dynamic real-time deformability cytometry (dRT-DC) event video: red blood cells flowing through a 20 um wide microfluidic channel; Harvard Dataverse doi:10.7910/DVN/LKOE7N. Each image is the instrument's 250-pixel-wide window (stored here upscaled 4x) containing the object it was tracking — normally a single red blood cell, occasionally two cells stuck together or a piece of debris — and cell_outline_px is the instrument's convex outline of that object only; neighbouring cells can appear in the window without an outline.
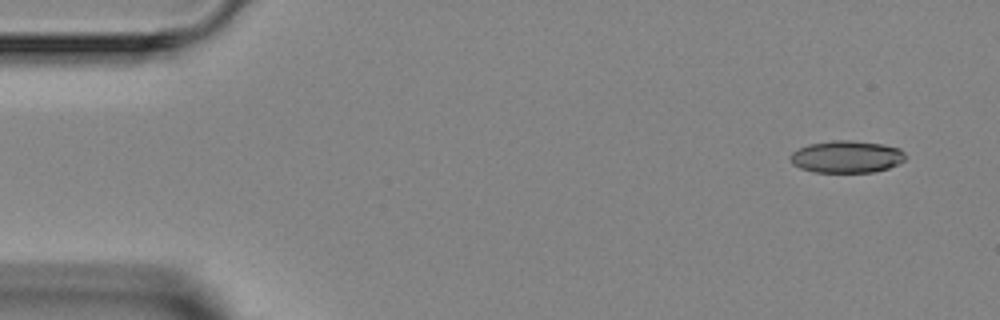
{"species": "Egyptian fruit bat (a non-hibernating species)", "species_latin": "Rousettus aegyptiacus", "temperature_condition": "room temperature", "stored_images_in_passage": 4, "camera_frame_rate_fps": 3000, "um_per_image_px": 0.085, "animal": {"sex": "female"}, "frame": {"image": 1, "passage_image": 1, "time_ms": 0.0, "image_size_px": [1000, 320], "cell_outline_px": [[904, 160], [888, 168], [872, 172], [816, 172], [800, 168], [792, 164], [788, 156], [792, 152], [808, 144], [832, 140], [848, 140], [884, 144], [900, 148], [904, 152]], "centroid_in_image_um": [71.93, 13.31], "position_along_channel_um": 13.1, "area_um2": 21.56}}
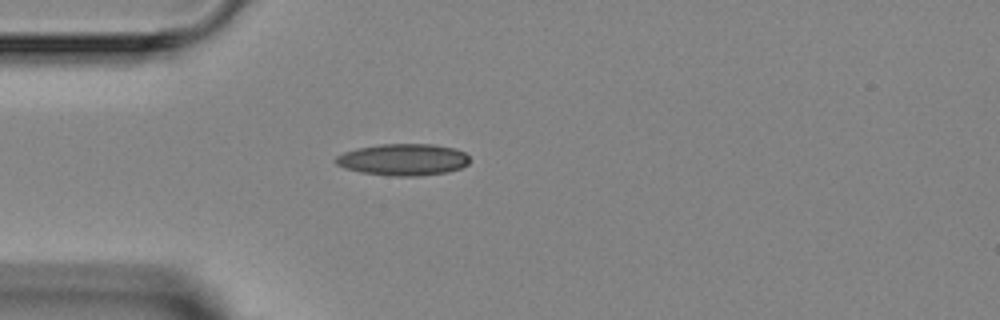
{"frame": {"image": 2, "passage_image": 4, "time_ms": 3.333, "image_size_px": [1000, 320], "cell_outline_px": [[468, 164], [460, 168], [448, 172], [420, 176], [392, 176], [360, 172], [344, 168], [336, 164], [332, 160], [336, 156], [344, 152], [356, 148], [380, 144], [436, 144], [456, 148], [464, 152], [468, 156]], "centroid_in_image_um": [34.25, 13.56], "position_along_channel_um": 50.7, "area_um2": 25.03}}